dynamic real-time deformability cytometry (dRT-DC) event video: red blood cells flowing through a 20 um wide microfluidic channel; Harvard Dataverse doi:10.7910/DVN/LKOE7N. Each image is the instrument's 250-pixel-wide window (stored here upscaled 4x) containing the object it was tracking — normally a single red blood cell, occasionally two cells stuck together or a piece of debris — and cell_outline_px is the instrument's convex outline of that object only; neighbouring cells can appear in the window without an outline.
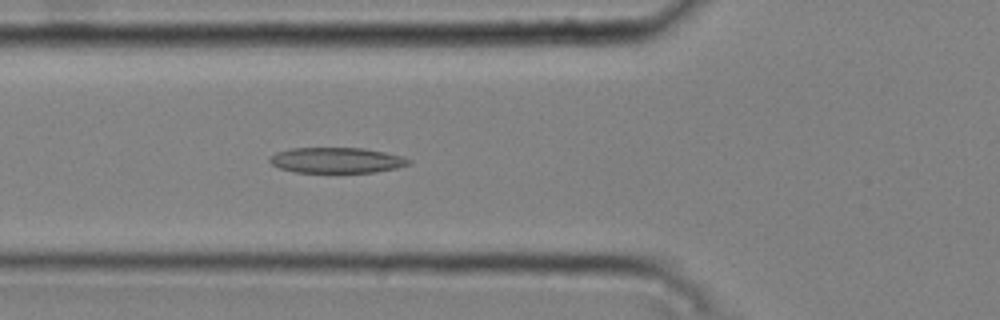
{"species": "common noctule bat (a hibernating species)", "species_latin": "Nyctalus noctula", "temperature_condition": "cold", "stored_images_in_passage": 36, "camera_frame_rate_fps": 3000, "um_per_image_px": 0.085, "animal": {"sex": "male", "body_mass_g": 20.4}, "frame": {"image": 1, "passage_image": 4, "time_ms": 1.0, "image_size_px": [1000, 320], "cell_outline_px": [[412, 164], [396, 168], [376, 172], [296, 172], [280, 168], [272, 164], [268, 160], [268, 156], [276, 152], [292, 148], [364, 148], [404, 156], [412, 160]], "centroid_in_image_um": [28.64, 13.61], "position_along_channel_um": 97.2, "area_um2": 20.81}}
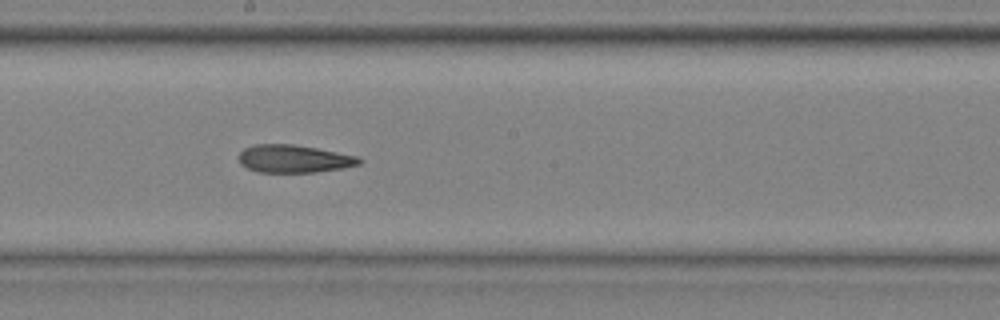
{"frame": {"image": 2, "passage_image": 14, "time_ms": 4.333, "image_size_px": [1000, 320], "cell_outline_px": [[364, 160], [360, 164], [344, 168], [316, 172], [256, 172], [240, 164], [236, 156], [244, 148], [256, 144], [292, 144], [316, 148], [360, 156]], "centroid_in_image_um": [24.99, 13.5], "position_along_channel_um": 223.2, "area_um2": 19.77}}
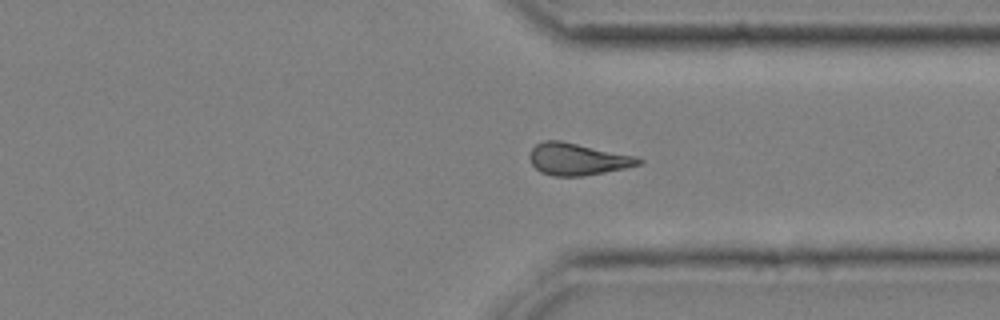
{"frame": {"image": 3, "passage_image": 25, "time_ms": 8.0, "image_size_px": [1000, 320], "cell_outline_px": [[644, 160], [640, 164], [624, 168], [604, 172], [580, 176], [552, 176], [540, 172], [532, 164], [528, 156], [532, 148], [536, 144], [544, 140], [560, 140], [640, 156]], "centroid_in_image_um": [49.11, 13.51], "position_along_channel_um": 362.3, "area_um2": 20.52}, "authors_computed_cell_mechanics": {"area_um2": 19.7676, "velocity_mm_per_s": 3.7754, "shape_relaxation_time_tau1_ms": null, "shape_relaxation_time_tau2_ms": 3.915, "deformation_change_tau1": null, "deformation_change_tau2": 0.1408}}